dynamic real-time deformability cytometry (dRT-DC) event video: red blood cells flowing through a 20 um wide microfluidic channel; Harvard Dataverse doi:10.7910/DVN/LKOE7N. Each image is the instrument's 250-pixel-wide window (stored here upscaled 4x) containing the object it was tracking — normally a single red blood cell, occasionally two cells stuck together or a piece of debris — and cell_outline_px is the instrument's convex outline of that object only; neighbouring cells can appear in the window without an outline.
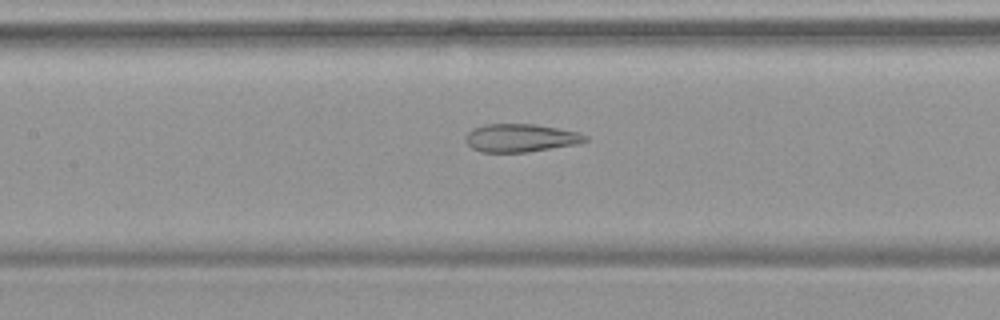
{"species": "common noctule bat (a hibernating species)", "species_latin": "Nyctalus noctula", "temperature_condition": "warm", "stored_images_in_passage": 54, "camera_frame_rate_fps": 3000, "um_per_image_px": 0.085, "animal": {"sex": "female", "body_mass_g": 19.9}, "frame": {"image": 1, "passage_image": 25, "time_ms": 8.0, "image_size_px": [1000, 320], "cell_outline_px": [[588, 140], [580, 144], [528, 152], [480, 152], [472, 148], [464, 140], [464, 136], [472, 128], [484, 124], [536, 124], [576, 132], [588, 136]], "centroid_in_image_um": [44.23, 11.73], "position_along_channel_um": 163.2, "area_um2": 19.77}}
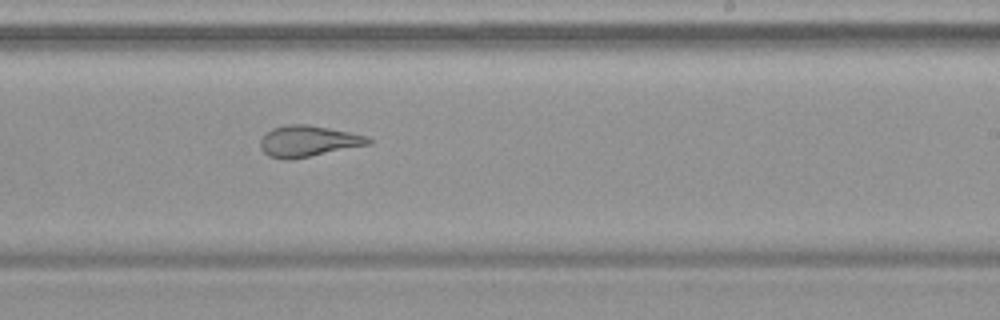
{"frame": {"image": 2, "passage_image": 33, "time_ms": 10.667, "image_size_px": [1000, 320], "cell_outline_px": [[372, 144], [292, 160], [284, 160], [268, 156], [260, 148], [260, 140], [272, 128], [288, 124], [308, 124], [368, 136], [372, 140]], "centroid_in_image_um": [26.2, 12.01], "position_along_channel_um": 262.8, "area_um2": 19.71}}
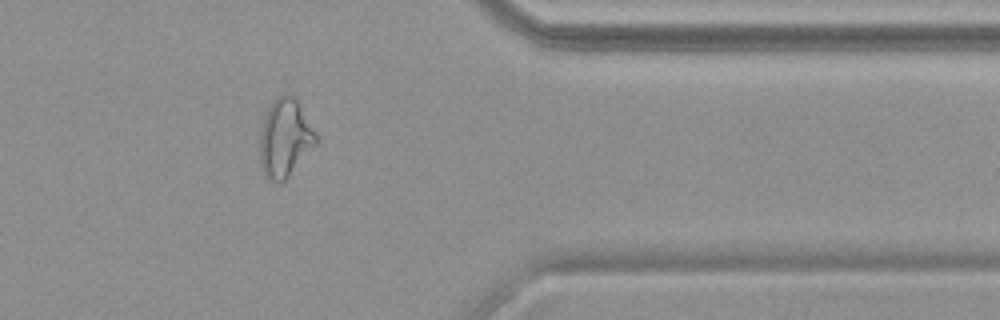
{"frame": {"image": 3, "passage_image": 44, "time_ms": 14.333, "image_size_px": [1000, 320], "cell_outline_px": [[316, 144], [288, 176], [280, 184], [264, 176], [260, 164], [260, 132], [264, 116], [272, 100], [276, 96], [296, 96], [316, 132]], "centroid_in_image_um": [24.21, 11.72], "position_along_channel_um": 387.2, "area_um2": 25.49}}